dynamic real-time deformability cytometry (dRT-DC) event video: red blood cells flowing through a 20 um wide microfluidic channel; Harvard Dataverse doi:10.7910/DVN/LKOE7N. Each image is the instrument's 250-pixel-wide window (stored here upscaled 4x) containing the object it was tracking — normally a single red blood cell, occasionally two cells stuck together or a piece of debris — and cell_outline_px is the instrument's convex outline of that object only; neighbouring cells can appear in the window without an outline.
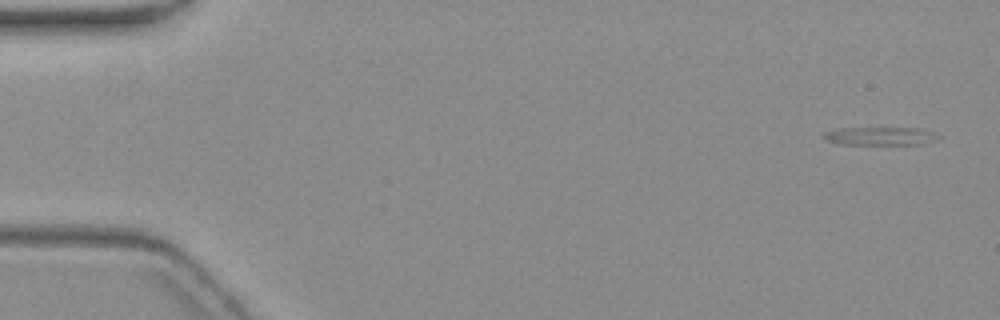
{"species": "common noctule bat (a hibernating species)", "species_latin": "Nyctalus noctula", "temperature_condition": "warm", "stored_images_in_passage": 5, "camera_frame_rate_fps": 3000, "um_per_image_px": 0.085, "animal": {"sex": "female", "body_mass_g": 19.3, "forearm_length_mm": 54.1}, "frame": {"image": 1, "passage_image": 1, "time_ms": 0.0, "image_size_px": [1000, 320], "cell_outline_px": [[940, 136], [936, 140], [920, 144], [840, 144], [828, 140], [820, 136], [824, 132], [840, 128], [920, 128]], "centroid_in_image_um": [74.78, 11.56], "position_along_channel_um": 10.2, "area_um2": 11.96}}
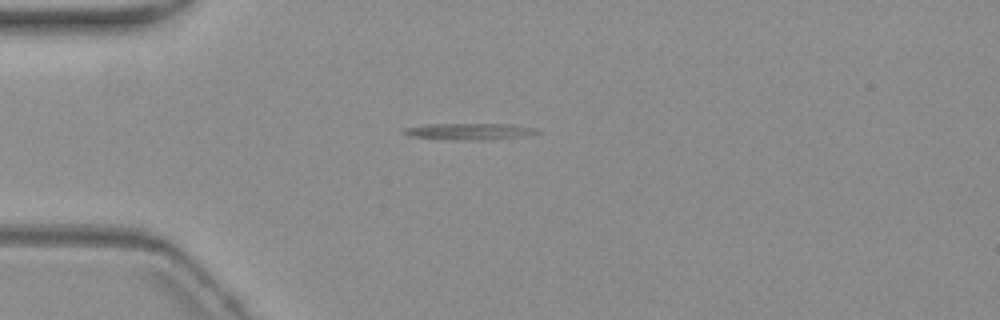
{"frame": {"image": 2, "passage_image": 4, "time_ms": 4.333, "image_size_px": [1000, 320], "cell_outline_px": [[540, 132], [516, 136], [408, 136], [400, 132], [404, 128], [428, 124], [512, 124], [540, 128]], "centroid_in_image_um": [39.9, 11.06], "position_along_channel_um": 45.1, "area_um2": 10.75}}